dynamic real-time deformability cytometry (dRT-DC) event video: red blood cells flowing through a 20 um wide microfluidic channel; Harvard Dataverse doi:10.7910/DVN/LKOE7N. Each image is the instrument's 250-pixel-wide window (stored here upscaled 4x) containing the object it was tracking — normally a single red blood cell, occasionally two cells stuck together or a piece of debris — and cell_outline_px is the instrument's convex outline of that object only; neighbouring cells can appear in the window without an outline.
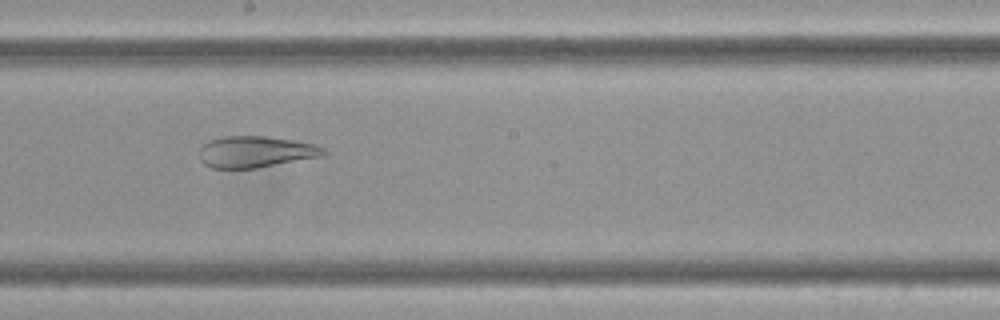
{"species": "Egyptian fruit bat (a non-hibernating species)", "species_latin": "Rousettus aegyptiacus", "temperature_condition": "cold", "stored_images_in_passage": 10, "camera_frame_rate_fps": 3000, "um_per_image_px": 0.085, "frame": {"image": 1, "passage_image": 9, "time_ms": 2.667, "image_size_px": [1000, 320], "cell_outline_px": [[328, 152], [324, 156], [256, 168], [212, 168], [204, 164], [200, 160], [200, 148], [208, 140], [224, 136], [264, 136], [292, 140], [316, 144], [324, 148]], "centroid_in_image_um": [21.75, 12.9], "position_along_channel_um": 226.5, "area_um2": 22.83}}